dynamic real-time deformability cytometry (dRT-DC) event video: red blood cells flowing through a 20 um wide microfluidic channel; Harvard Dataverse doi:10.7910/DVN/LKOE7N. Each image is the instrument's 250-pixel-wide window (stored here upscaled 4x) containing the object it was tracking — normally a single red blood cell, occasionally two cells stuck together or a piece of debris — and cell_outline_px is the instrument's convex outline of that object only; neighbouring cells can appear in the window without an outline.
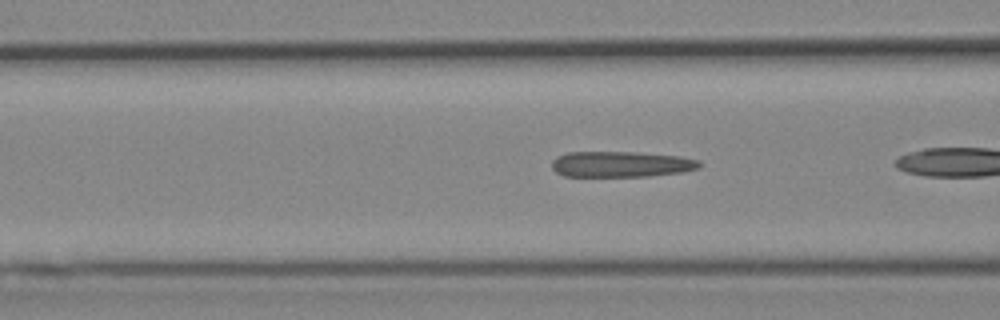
{"species": "Egyptian fruit bat (a non-hibernating species)", "species_latin": "Rousettus aegyptiacus", "temperature_condition": "cold", "stored_images_in_passage": 24, "camera_frame_rate_fps": 3000, "um_per_image_px": 0.085, "animal": {"sex": "female"}, "frame": {"image": 1, "passage_image": 4, "time_ms": 1.0, "image_size_px": [1000, 320], "cell_outline_px": [[700, 168], [684, 172], [648, 176], [564, 176], [556, 172], [552, 168], [552, 160], [556, 156], [568, 152], [636, 152], [680, 156], [700, 160]], "centroid_in_image_um": [52.8, 13.95], "position_along_channel_um": 113.8, "area_um2": 22.31}}